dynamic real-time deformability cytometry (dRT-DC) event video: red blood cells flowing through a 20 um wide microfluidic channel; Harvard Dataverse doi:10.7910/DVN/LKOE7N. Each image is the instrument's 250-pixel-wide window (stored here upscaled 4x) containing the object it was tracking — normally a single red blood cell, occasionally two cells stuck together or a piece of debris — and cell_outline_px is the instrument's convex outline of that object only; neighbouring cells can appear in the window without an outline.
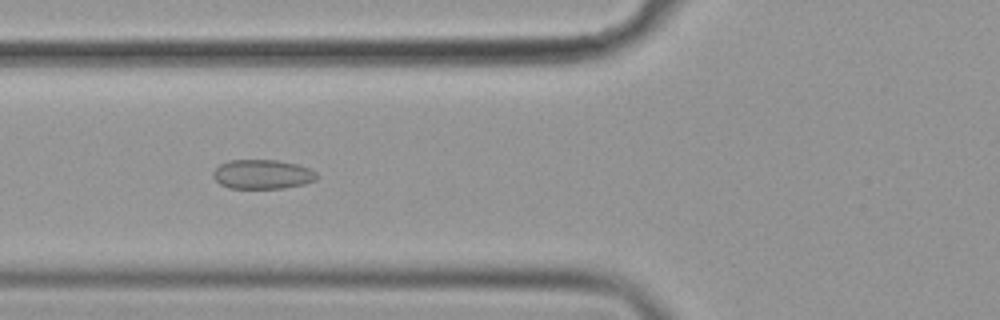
{"species": "common noctule bat (a hibernating species)", "species_latin": "Nyctalus noctula", "temperature_condition": "cold", "stored_images_in_passage": 55, "camera_frame_rate_fps": 3000, "um_per_image_px": 0.085, "animal": {"sex": "female", "body_mass_g": 19.9}, "frame": {"image": 1, "passage_image": 21, "time_ms": 6.667, "image_size_px": [1000, 320], "cell_outline_px": [[320, 176], [316, 180], [304, 184], [284, 188], [228, 188], [220, 184], [212, 176], [212, 172], [220, 164], [228, 160], [276, 160], [296, 164], [308, 168], [316, 172]], "centroid_in_image_um": [22.3, 14.82], "position_along_channel_um": 103.5, "area_um2": 17.8}}
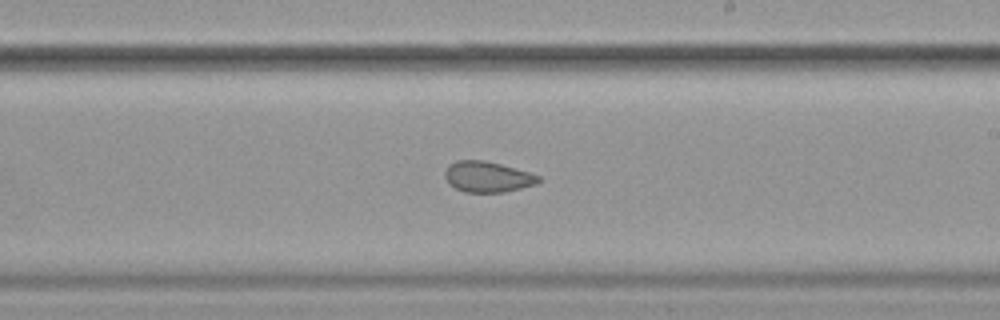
{"frame": {"image": 2, "passage_image": 33, "time_ms": 10.667, "image_size_px": [1000, 320], "cell_outline_px": [[544, 180], [536, 184], [504, 192], [464, 192], [448, 184], [444, 176], [444, 172], [448, 164], [456, 160], [484, 160], [500, 164], [528, 172], [540, 176]], "centroid_in_image_um": [41.41, 15.03], "position_along_channel_um": 247.6, "area_um2": 16.88}}
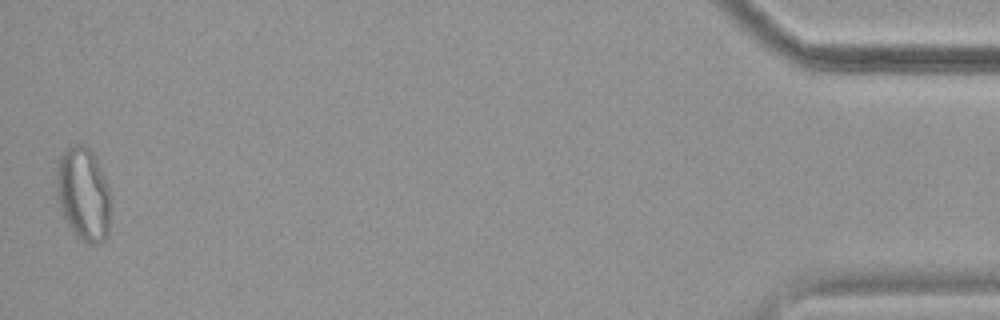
{"frame": {"image": 3, "passage_image": 55, "time_ms": 18.0, "image_size_px": [1000, 320], "cell_outline_px": [[112, 204], [108, 236], [100, 244], [88, 244], [76, 236], [68, 224], [60, 208], [56, 192], [56, 168], [60, 156], [64, 148], [76, 144], [84, 144], [92, 152], [104, 176], [112, 196]], "centroid_in_image_um": [7.11, 16.51], "position_along_channel_um": 428.1, "area_um2": 30.17}, "authors_computed_cell_mechanics": {"area_um2": 19.9988, "velocity_mm_per_s": 3.6092, "shape_relaxation_time_tau1_ms": null, "shape_relaxation_time_tau2_ms": 1.8325, "deformation_change_tau1": null, "deformation_change_tau2": 0.0598}}